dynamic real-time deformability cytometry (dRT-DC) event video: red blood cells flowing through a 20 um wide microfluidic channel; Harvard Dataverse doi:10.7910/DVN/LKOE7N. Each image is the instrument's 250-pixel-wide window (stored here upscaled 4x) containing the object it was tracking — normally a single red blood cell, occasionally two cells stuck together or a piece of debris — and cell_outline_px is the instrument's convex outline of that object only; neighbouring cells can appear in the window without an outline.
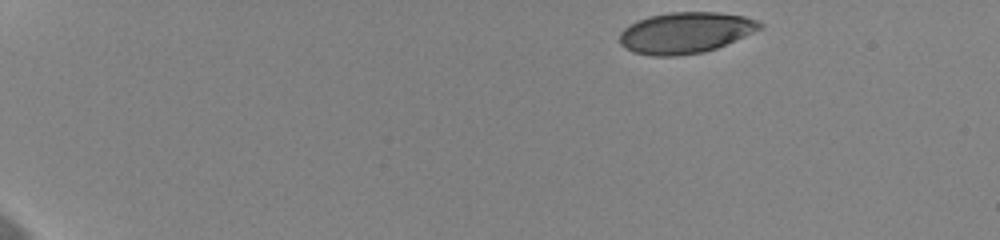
{"species": "human", "species_latin": "Homo sapiens", "temperature_condition": "cold", "stored_images_in_passage": 6, "camera_frame_rate_fps": 3000, "um_per_image_px": 0.085, "donor": {"sex": "female"}, "frame": {"image": 1, "passage_image": 1, "time_ms": 0.0, "image_size_px": [1000, 240], "cell_outline_px": [[764, 28], [716, 48], [704, 52], [676, 56], [652, 56], [632, 52], [624, 48], [620, 44], [620, 32], [624, 28], [636, 20], [648, 16], [672, 12], [720, 12], [744, 16], [756, 20], [764, 24]], "centroid_in_image_um": [58.25, 2.78], "position_along_channel_um": 26.7, "area_um2": 33.81}}
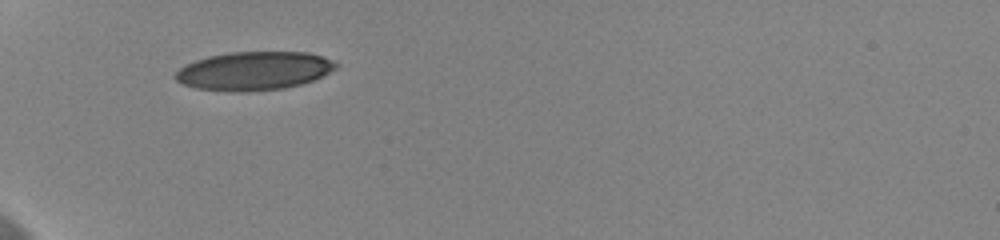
{"frame": {"image": 2, "passage_image": 5, "time_ms": 1.333, "image_size_px": [1000, 240], "cell_outline_px": [[340, 64], [336, 68], [312, 80], [300, 84], [284, 88], [248, 92], [232, 92], [196, 88], [184, 84], [176, 80], [172, 76], [184, 64], [208, 56], [232, 52], [308, 52], [320, 56]], "centroid_in_image_um": [21.54, 6.03], "position_along_channel_um": 63.5, "area_um2": 35.95}}